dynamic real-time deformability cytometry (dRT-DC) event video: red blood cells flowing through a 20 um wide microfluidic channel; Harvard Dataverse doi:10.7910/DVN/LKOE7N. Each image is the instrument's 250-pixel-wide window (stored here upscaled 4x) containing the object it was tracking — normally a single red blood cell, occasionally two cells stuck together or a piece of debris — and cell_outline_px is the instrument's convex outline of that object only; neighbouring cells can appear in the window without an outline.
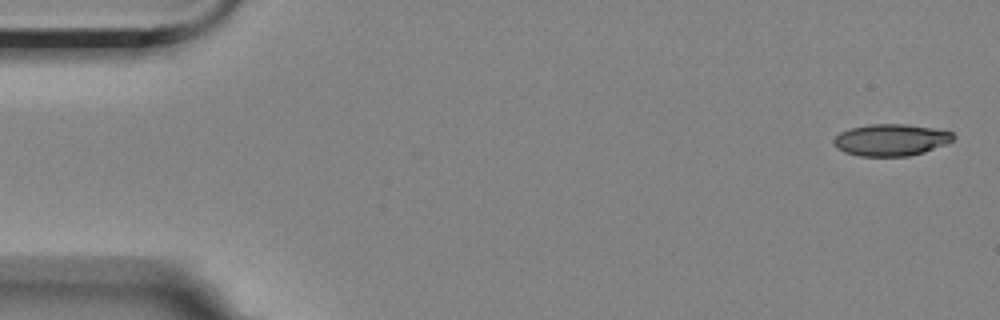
{"species": "Egyptian fruit bat (a non-hibernating species)", "species_latin": "Rousettus aegyptiacus", "temperature_condition": "room temperature", "stored_images_in_passage": 6, "segment_of_instrument_passage": [1, 2], "camera_frame_rate_fps": 3000, "um_per_image_px": 0.085, "animal": {"sex": "female"}, "frame": {"image": 1, "passage_image": 1, "time_ms": 0.0, "image_size_px": [1000, 320], "cell_outline_px": [[956, 136], [952, 140], [944, 144], [924, 152], [908, 156], [860, 156], [844, 152], [836, 148], [832, 144], [832, 140], [840, 132], [848, 128], [868, 124], [904, 124], [932, 128], [952, 132]], "centroid_in_image_um": [75.67, 11.89], "position_along_channel_um": 9.3, "area_um2": 22.2}}
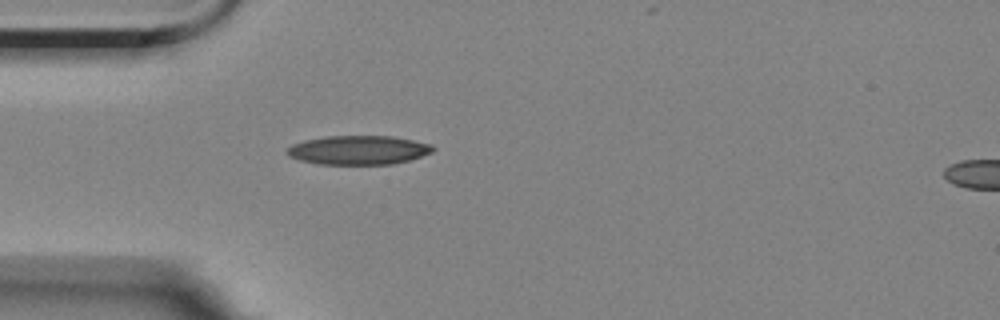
{"frame": {"image": 2, "passage_image": 5, "time_ms": 4.667, "image_size_px": [1000, 320], "cell_outline_px": [[436, 148], [432, 152], [408, 160], [392, 164], [316, 164], [300, 160], [288, 156], [284, 152], [292, 144], [304, 140], [324, 136], [392, 136], [432, 144]], "centroid_in_image_um": [30.43, 12.75], "position_along_channel_um": 54.6, "area_um2": 24.74}}